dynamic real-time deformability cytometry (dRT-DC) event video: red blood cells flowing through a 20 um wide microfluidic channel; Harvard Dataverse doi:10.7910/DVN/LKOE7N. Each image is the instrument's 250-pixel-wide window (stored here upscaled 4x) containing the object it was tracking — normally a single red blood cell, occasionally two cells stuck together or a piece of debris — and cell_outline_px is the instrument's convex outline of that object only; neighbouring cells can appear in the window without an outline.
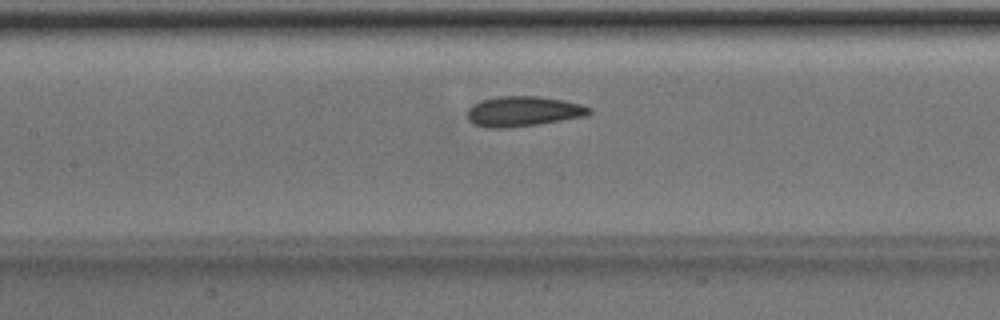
{"species": "Egyptian fruit bat (a non-hibernating species)", "species_latin": "Rousettus aegyptiacus", "temperature_condition": "room temperature", "stored_images_in_passage": 43, "camera_frame_rate_fps": 3000, "um_per_image_px": 0.085, "animal": {"sex": "male"}, "frame": {"image": 1, "passage_image": 16, "time_ms": 5.0, "image_size_px": [1000, 320], "cell_outline_px": [[592, 112], [588, 116], [536, 124], [508, 128], [484, 128], [472, 124], [468, 120], [468, 108], [472, 104], [480, 100], [496, 96], [540, 96], [564, 100], [580, 104], [592, 108]], "centroid_in_image_um": [44.45, 9.46], "position_along_channel_um": 163.0, "area_um2": 21.73}}
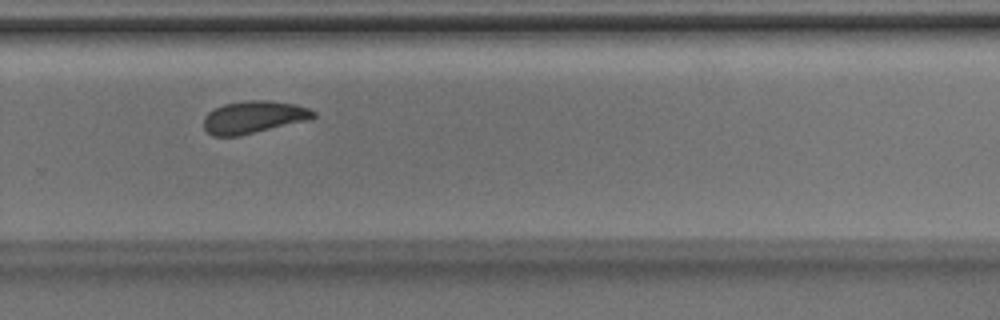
{"frame": {"image": 2, "passage_image": 27, "time_ms": 8.667, "image_size_px": [1000, 320], "cell_outline_px": [[316, 116], [308, 120], [240, 136], [212, 136], [204, 128], [204, 116], [208, 112], [224, 104], [252, 100], [268, 100], [296, 104], [308, 108], [316, 112]], "centroid_in_image_um": [21.57, 9.96], "position_along_channel_um": 308.2, "area_um2": 20.69}}
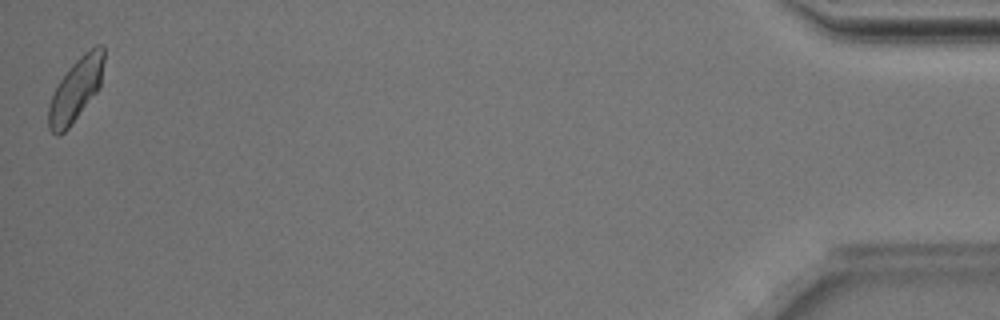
{"frame": {"image": 3, "passage_image": 43, "time_ms": 14.0, "image_size_px": [1000, 320], "cell_outline_px": [[104, 60], [100, 88], [68, 128], [64, 132], [56, 136], [48, 128], [48, 108], [52, 96], [60, 80], [72, 64], [84, 52], [96, 44], [104, 44]], "centroid_in_image_um": [6.47, 7.6], "position_along_channel_um": 428.7, "area_um2": 20.23}, "authors_computed_cell_mechanics": {"area_um2": 21.097, "velocity_mm_per_s": 3.9791, "shape_relaxation_time_tau1_ms": 2.6513, "shape_relaxation_time_tau2_ms": 1.3953, "deformation_change_tau1": 0.0854, "deformation_change_tau2": 0.0361}}